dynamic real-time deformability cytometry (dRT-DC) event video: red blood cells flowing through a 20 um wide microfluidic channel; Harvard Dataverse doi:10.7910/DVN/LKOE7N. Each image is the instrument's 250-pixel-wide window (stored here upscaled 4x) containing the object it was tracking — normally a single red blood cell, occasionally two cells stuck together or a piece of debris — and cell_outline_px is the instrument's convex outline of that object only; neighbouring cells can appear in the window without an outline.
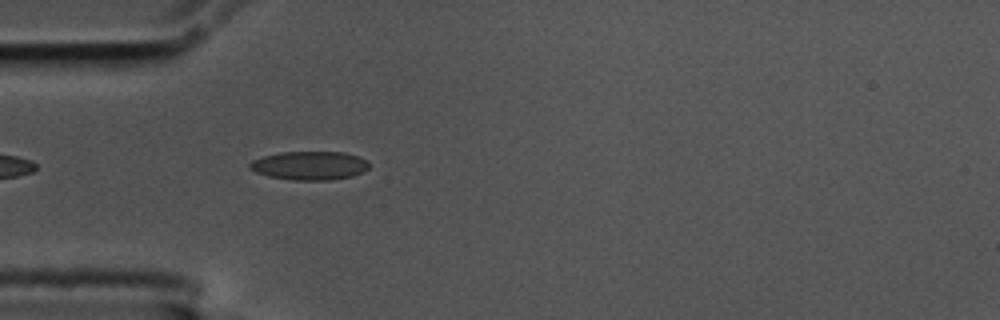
{"species": "common noctule bat (a hibernating species)", "species_latin": "Nyctalus noctula", "temperature_condition": "cold", "stored_images_in_passage": 44, "camera_frame_rate_fps": 3000, "um_per_image_px": 0.085, "animal": {"sex": "male", "body_mass_g": 17.5, "forearm_length_mm": 52.3}, "frame": {"image": 1, "passage_image": 4, "time_ms": 1.0, "image_size_px": [1000, 320], "cell_outline_px": [[368, 168], [364, 172], [352, 176], [332, 180], [292, 180], [268, 176], [256, 172], [248, 168], [248, 164], [252, 160], [264, 156], [280, 152], [344, 152], [356, 156], [364, 160], [368, 164]], "centroid_in_image_um": [26.28, 14.08], "position_along_channel_um": 58.7, "area_um2": 19.88}}
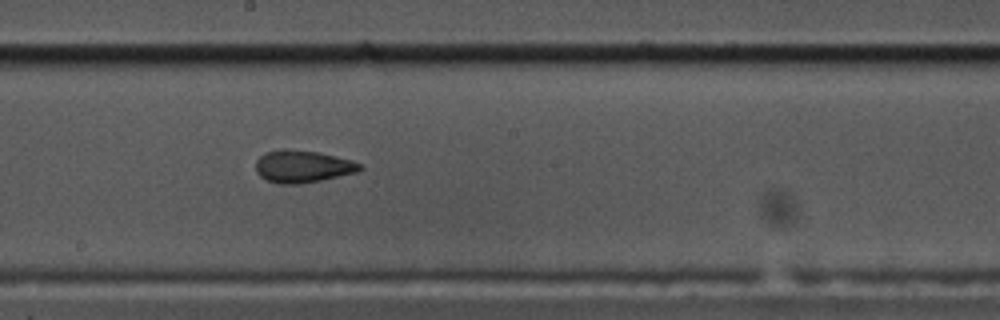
{"frame": {"image": 2, "passage_image": 18, "time_ms": 5.667, "image_size_px": [1000, 320], "cell_outline_px": [[364, 168], [360, 172], [300, 184], [280, 184], [268, 180], [260, 176], [256, 172], [256, 160], [264, 152], [284, 148], [288, 148], [316, 152], [336, 156], [352, 160], [360, 164]], "centroid_in_image_um": [25.73, 14.14], "position_along_channel_um": 222.5, "area_um2": 19.77}}
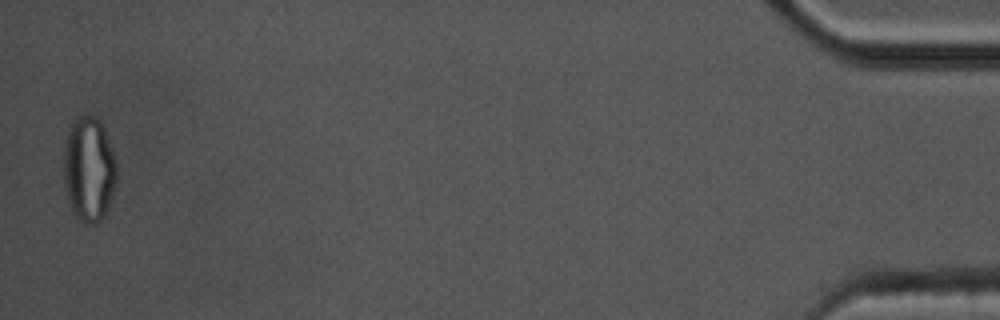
{"frame": {"image": 3, "passage_image": 43, "time_ms": 14.0, "image_size_px": [1000, 320], "cell_outline_px": [[116, 180], [112, 196], [104, 216], [96, 224], [84, 224], [72, 212], [68, 204], [64, 180], [64, 144], [68, 132], [72, 124], [80, 116], [96, 116], [100, 120], [104, 128], [112, 148], [116, 160]], "centroid_in_image_um": [7.56, 14.41], "position_along_channel_um": 427.6, "area_um2": 32.48}, "authors_computed_cell_mechanics": {"area_um2": 19.7676, "velocity_mm_per_s": 3.5755, "shape_relaxation_time_tau1_ms": null, "shape_relaxation_time_tau2_ms": 2.2215, "deformation_change_tau1": null, "deformation_change_tau2": 0.074}}